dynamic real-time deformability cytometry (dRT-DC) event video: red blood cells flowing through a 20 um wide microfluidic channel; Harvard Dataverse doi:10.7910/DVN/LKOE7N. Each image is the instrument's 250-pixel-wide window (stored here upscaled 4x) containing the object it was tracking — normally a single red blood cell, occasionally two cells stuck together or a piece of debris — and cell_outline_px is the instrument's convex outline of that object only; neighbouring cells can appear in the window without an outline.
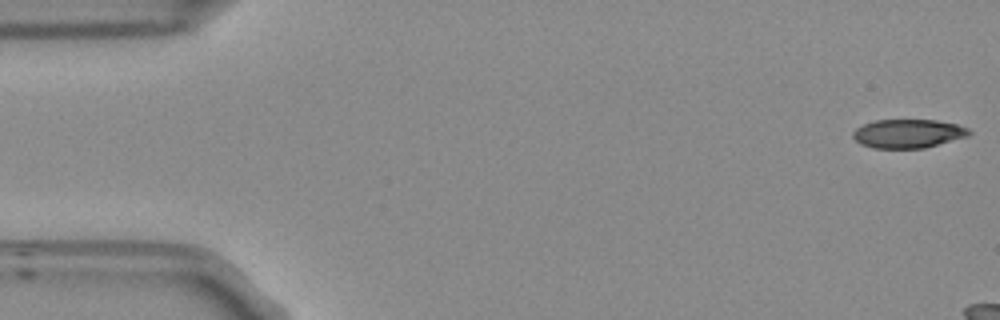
{"species": "Egyptian fruit bat (a non-hibernating species)", "species_latin": "Rousettus aegyptiacus", "temperature_condition": "room temperature", "stored_images_in_passage": 8, "camera_frame_rate_fps": 3000, "um_per_image_px": 0.085, "frame": {"image": 1, "passage_image": 1, "time_ms": 0.0, "image_size_px": [1000, 320], "cell_outline_px": [[972, 132], [968, 136], [924, 148], [872, 148], [860, 144], [852, 136], [852, 132], [856, 128], [864, 124], [876, 120], [936, 120], [956, 124], [968, 128]], "centroid_in_image_um": [77.17, 11.35], "position_along_channel_um": 7.8, "area_um2": 19.42}}